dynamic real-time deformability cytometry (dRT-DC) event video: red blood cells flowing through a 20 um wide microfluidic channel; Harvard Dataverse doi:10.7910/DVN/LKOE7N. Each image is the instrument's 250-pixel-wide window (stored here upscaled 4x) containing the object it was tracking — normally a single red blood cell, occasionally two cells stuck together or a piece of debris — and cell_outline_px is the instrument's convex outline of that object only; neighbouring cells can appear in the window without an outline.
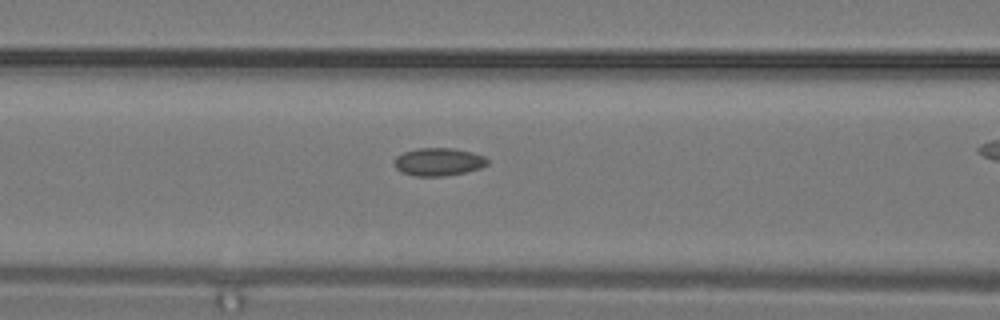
{"species": "common noctule bat (a hibernating species)", "species_latin": "Nyctalus noctula", "temperature_condition": "warm", "stored_images_in_passage": 10, "segment_of_instrument_passage": [1, 2], "camera_frame_rate_fps": 3000, "um_per_image_px": 0.085, "animal": {"sex": "male", "body_mass_g": 19.2, "forearm_length_mm": 51.8}, "frame": {"image": 1, "passage_image": 4, "time_ms": 1.0, "image_size_px": [1000, 320], "cell_outline_px": [[488, 164], [480, 168], [464, 172], [444, 176], [416, 176], [400, 172], [396, 168], [396, 156], [404, 152], [416, 148], [452, 148], [472, 152], [484, 156], [488, 160]], "centroid_in_image_um": [37.28, 13.75], "position_along_channel_um": 129.3, "area_um2": 15.03}}
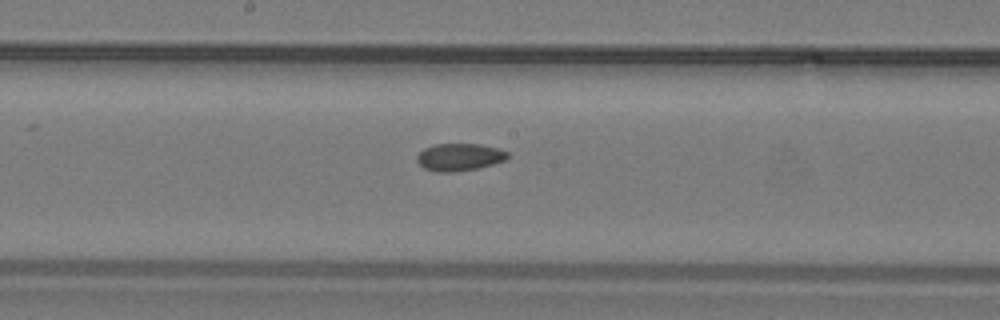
{"frame": {"image": 2, "passage_image": 7, "time_ms": 2.0, "image_size_px": [1000, 320], "cell_outline_px": [[508, 156], [504, 160], [492, 164], [476, 168], [452, 172], [436, 172], [424, 168], [416, 160], [416, 156], [424, 148], [436, 144], [480, 144], [496, 148], [508, 152]], "centroid_in_image_um": [39.01, 13.35], "position_along_channel_um": 209.2, "area_um2": 14.28}}
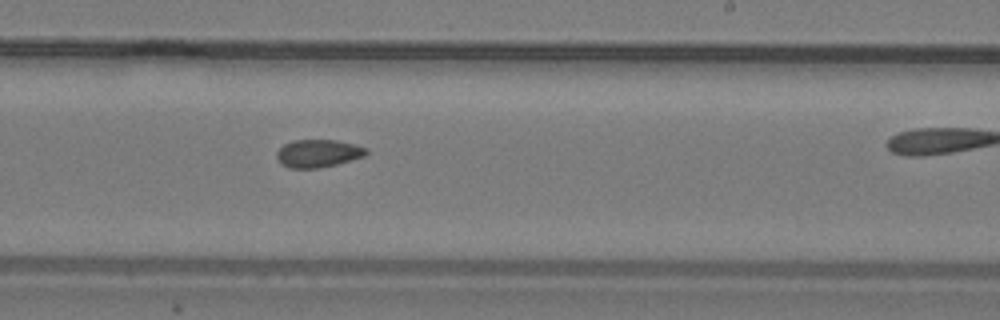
{"frame": {"image": 3, "passage_image": 9, "time_ms": 2.667, "image_size_px": [1000, 320], "cell_outline_px": [[368, 152], [364, 156], [336, 164], [320, 168], [288, 168], [280, 164], [276, 156], [276, 152], [284, 144], [292, 140], [336, 140], [356, 144], [368, 148]], "centroid_in_image_um": [27.02, 13.03], "position_along_channel_um": 262.0, "area_um2": 14.62}}